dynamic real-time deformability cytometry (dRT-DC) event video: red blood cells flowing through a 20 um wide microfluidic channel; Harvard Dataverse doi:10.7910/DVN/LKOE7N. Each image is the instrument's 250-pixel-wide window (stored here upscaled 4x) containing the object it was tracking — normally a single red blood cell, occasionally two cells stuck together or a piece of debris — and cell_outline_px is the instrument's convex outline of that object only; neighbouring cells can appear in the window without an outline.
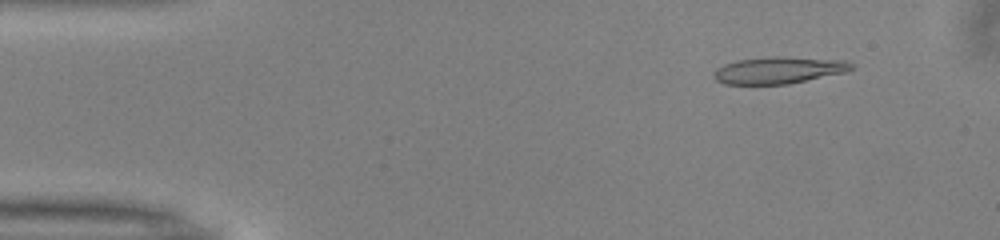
{"species": "common noctule bat (a hibernating species)", "species_latin": "Nyctalus noctula", "temperature_condition": "warm", "stored_images_in_passage": 15, "camera_frame_rate_fps": 3000, "um_per_image_px": 0.085, "animal": {"sex": "male", "body_mass_g": 13.0, "forearm_length_mm": 53.1}, "frame": {"image": 1, "passage_image": 5, "time_ms": 1.333, "image_size_px": [1000, 240], "cell_outline_px": [[852, 68], [844, 72], [788, 84], [724, 84], [716, 80], [712, 76], [716, 68], [724, 64], [736, 60], [772, 56], [780, 56], [844, 60], [852, 64]], "centroid_in_image_um": [66.12, 5.96], "position_along_channel_um": 18.9, "area_um2": 21.44}}